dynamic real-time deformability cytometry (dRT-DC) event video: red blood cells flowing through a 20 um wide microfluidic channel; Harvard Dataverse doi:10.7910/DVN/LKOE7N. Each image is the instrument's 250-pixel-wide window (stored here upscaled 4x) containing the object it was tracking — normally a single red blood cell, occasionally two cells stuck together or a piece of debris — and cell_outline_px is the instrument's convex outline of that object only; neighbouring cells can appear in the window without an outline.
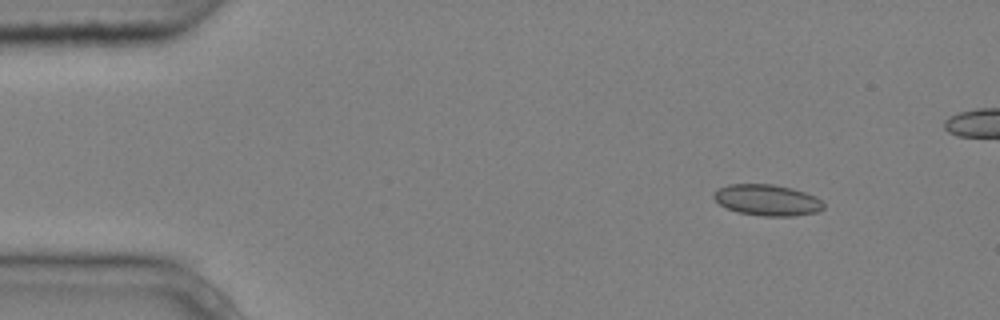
{"species": "common noctule bat (a hibernating species)", "species_latin": "Nyctalus noctula", "temperature_condition": "cold", "stored_images_in_passage": 8, "camera_frame_rate_fps": 3000, "um_per_image_px": 0.085, "animal": {"sex": "male", "body_mass_g": 20.4}, "frame": {"image": 1, "passage_image": 2, "time_ms": 0.333, "image_size_px": [1000, 320], "cell_outline_px": [[824, 208], [816, 212], [792, 216], [764, 216], [736, 212], [720, 204], [712, 196], [720, 188], [728, 184], [772, 184], [792, 188], [816, 196], [824, 204]], "centroid_in_image_um": [65.22, 17.01], "position_along_channel_um": 19.8, "area_um2": 19.77}}
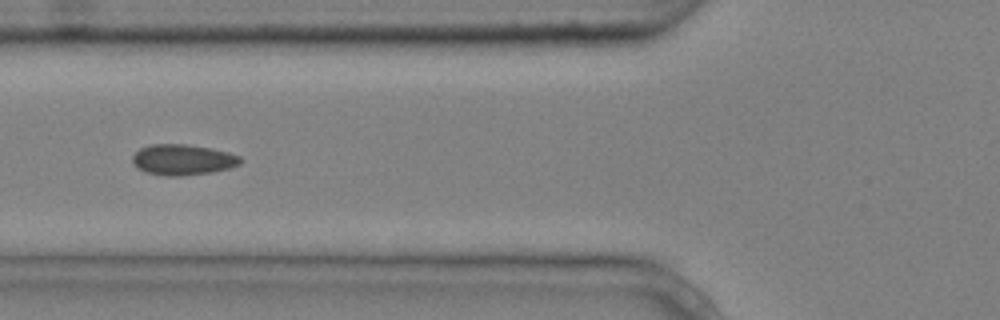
{"frame": {"image": 2, "passage_image": 6, "time_ms": 1.667, "image_size_px": [1000, 320], "cell_outline_px": [[240, 164], [228, 168], [212, 172], [180, 176], [168, 176], [144, 172], [132, 160], [132, 156], [140, 148], [152, 144], [188, 144], [212, 148], [228, 152], [240, 156]], "centroid_in_image_um": [15.54, 13.57], "position_along_channel_um": 110.3, "area_um2": 19.19}}